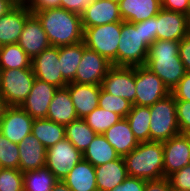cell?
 I'll return each instance as SVG.
<instances>
[{"instance_id": "26", "label": "cell", "mask_w": 190, "mask_h": 191, "mask_svg": "<svg viewBox=\"0 0 190 191\" xmlns=\"http://www.w3.org/2000/svg\"><path fill=\"white\" fill-rule=\"evenodd\" d=\"M72 191H98L95 167L82 159L63 179Z\"/></svg>"}, {"instance_id": "7", "label": "cell", "mask_w": 190, "mask_h": 191, "mask_svg": "<svg viewBox=\"0 0 190 191\" xmlns=\"http://www.w3.org/2000/svg\"><path fill=\"white\" fill-rule=\"evenodd\" d=\"M35 76L32 68L1 70L0 94L8 106H21L31 92Z\"/></svg>"}, {"instance_id": "54", "label": "cell", "mask_w": 190, "mask_h": 191, "mask_svg": "<svg viewBox=\"0 0 190 191\" xmlns=\"http://www.w3.org/2000/svg\"><path fill=\"white\" fill-rule=\"evenodd\" d=\"M185 135L187 136V138L189 139V142H190V132Z\"/></svg>"}, {"instance_id": "27", "label": "cell", "mask_w": 190, "mask_h": 191, "mask_svg": "<svg viewBox=\"0 0 190 191\" xmlns=\"http://www.w3.org/2000/svg\"><path fill=\"white\" fill-rule=\"evenodd\" d=\"M32 134L46 149L66 138L65 126L47 118L34 119L32 124Z\"/></svg>"}, {"instance_id": "6", "label": "cell", "mask_w": 190, "mask_h": 191, "mask_svg": "<svg viewBox=\"0 0 190 191\" xmlns=\"http://www.w3.org/2000/svg\"><path fill=\"white\" fill-rule=\"evenodd\" d=\"M122 22H113L100 26H93L84 30V43L87 48L102 55L113 66H118V45Z\"/></svg>"}, {"instance_id": "23", "label": "cell", "mask_w": 190, "mask_h": 191, "mask_svg": "<svg viewBox=\"0 0 190 191\" xmlns=\"http://www.w3.org/2000/svg\"><path fill=\"white\" fill-rule=\"evenodd\" d=\"M103 136L120 157L126 156L139 144L126 118H121L116 124L112 125L103 133Z\"/></svg>"}, {"instance_id": "19", "label": "cell", "mask_w": 190, "mask_h": 191, "mask_svg": "<svg viewBox=\"0 0 190 191\" xmlns=\"http://www.w3.org/2000/svg\"><path fill=\"white\" fill-rule=\"evenodd\" d=\"M31 14L27 5H16L0 18V46L18 42L24 24Z\"/></svg>"}, {"instance_id": "15", "label": "cell", "mask_w": 190, "mask_h": 191, "mask_svg": "<svg viewBox=\"0 0 190 191\" xmlns=\"http://www.w3.org/2000/svg\"><path fill=\"white\" fill-rule=\"evenodd\" d=\"M164 177L190 164V142L186 135L179 134L163 142Z\"/></svg>"}, {"instance_id": "36", "label": "cell", "mask_w": 190, "mask_h": 191, "mask_svg": "<svg viewBox=\"0 0 190 191\" xmlns=\"http://www.w3.org/2000/svg\"><path fill=\"white\" fill-rule=\"evenodd\" d=\"M18 144L11 142L0 131V167L19 169Z\"/></svg>"}, {"instance_id": "22", "label": "cell", "mask_w": 190, "mask_h": 191, "mask_svg": "<svg viewBox=\"0 0 190 191\" xmlns=\"http://www.w3.org/2000/svg\"><path fill=\"white\" fill-rule=\"evenodd\" d=\"M98 191H110L121 184L127 177V169L123 157L95 167Z\"/></svg>"}, {"instance_id": "39", "label": "cell", "mask_w": 190, "mask_h": 191, "mask_svg": "<svg viewBox=\"0 0 190 191\" xmlns=\"http://www.w3.org/2000/svg\"><path fill=\"white\" fill-rule=\"evenodd\" d=\"M168 178L172 188L190 191V164L174 172Z\"/></svg>"}, {"instance_id": "12", "label": "cell", "mask_w": 190, "mask_h": 191, "mask_svg": "<svg viewBox=\"0 0 190 191\" xmlns=\"http://www.w3.org/2000/svg\"><path fill=\"white\" fill-rule=\"evenodd\" d=\"M31 67L35 78L54 85L57 88L67 86L60 72L59 47L49 46L32 59Z\"/></svg>"}, {"instance_id": "9", "label": "cell", "mask_w": 190, "mask_h": 191, "mask_svg": "<svg viewBox=\"0 0 190 191\" xmlns=\"http://www.w3.org/2000/svg\"><path fill=\"white\" fill-rule=\"evenodd\" d=\"M82 159L83 153L65 138L46 149L45 166L58 180H63Z\"/></svg>"}, {"instance_id": "38", "label": "cell", "mask_w": 190, "mask_h": 191, "mask_svg": "<svg viewBox=\"0 0 190 191\" xmlns=\"http://www.w3.org/2000/svg\"><path fill=\"white\" fill-rule=\"evenodd\" d=\"M177 122L180 134L190 132V101L175 100Z\"/></svg>"}, {"instance_id": "31", "label": "cell", "mask_w": 190, "mask_h": 191, "mask_svg": "<svg viewBox=\"0 0 190 191\" xmlns=\"http://www.w3.org/2000/svg\"><path fill=\"white\" fill-rule=\"evenodd\" d=\"M96 135L83 118H78L65 126L66 139L82 153L88 148Z\"/></svg>"}, {"instance_id": "41", "label": "cell", "mask_w": 190, "mask_h": 191, "mask_svg": "<svg viewBox=\"0 0 190 191\" xmlns=\"http://www.w3.org/2000/svg\"><path fill=\"white\" fill-rule=\"evenodd\" d=\"M145 184V179L128 176L121 184L110 191H144Z\"/></svg>"}, {"instance_id": "44", "label": "cell", "mask_w": 190, "mask_h": 191, "mask_svg": "<svg viewBox=\"0 0 190 191\" xmlns=\"http://www.w3.org/2000/svg\"><path fill=\"white\" fill-rule=\"evenodd\" d=\"M190 0H161V8L188 15Z\"/></svg>"}, {"instance_id": "34", "label": "cell", "mask_w": 190, "mask_h": 191, "mask_svg": "<svg viewBox=\"0 0 190 191\" xmlns=\"http://www.w3.org/2000/svg\"><path fill=\"white\" fill-rule=\"evenodd\" d=\"M121 118L122 117L117 113L105 110L98 106L83 119L96 134H103Z\"/></svg>"}, {"instance_id": "28", "label": "cell", "mask_w": 190, "mask_h": 191, "mask_svg": "<svg viewBox=\"0 0 190 191\" xmlns=\"http://www.w3.org/2000/svg\"><path fill=\"white\" fill-rule=\"evenodd\" d=\"M83 55V41L59 47L60 72L67 82H74L76 71Z\"/></svg>"}, {"instance_id": "25", "label": "cell", "mask_w": 190, "mask_h": 191, "mask_svg": "<svg viewBox=\"0 0 190 191\" xmlns=\"http://www.w3.org/2000/svg\"><path fill=\"white\" fill-rule=\"evenodd\" d=\"M46 118L64 126L78 119L70 93L66 87L56 90Z\"/></svg>"}, {"instance_id": "11", "label": "cell", "mask_w": 190, "mask_h": 191, "mask_svg": "<svg viewBox=\"0 0 190 191\" xmlns=\"http://www.w3.org/2000/svg\"><path fill=\"white\" fill-rule=\"evenodd\" d=\"M101 87L113 96L121 97L133 104L136 97L135 67L112 66Z\"/></svg>"}, {"instance_id": "20", "label": "cell", "mask_w": 190, "mask_h": 191, "mask_svg": "<svg viewBox=\"0 0 190 191\" xmlns=\"http://www.w3.org/2000/svg\"><path fill=\"white\" fill-rule=\"evenodd\" d=\"M66 88L70 93L78 118H85L98 107L101 85L70 82Z\"/></svg>"}, {"instance_id": "45", "label": "cell", "mask_w": 190, "mask_h": 191, "mask_svg": "<svg viewBox=\"0 0 190 191\" xmlns=\"http://www.w3.org/2000/svg\"><path fill=\"white\" fill-rule=\"evenodd\" d=\"M27 7L31 12H41L47 9L61 8V0H32Z\"/></svg>"}, {"instance_id": "17", "label": "cell", "mask_w": 190, "mask_h": 191, "mask_svg": "<svg viewBox=\"0 0 190 191\" xmlns=\"http://www.w3.org/2000/svg\"><path fill=\"white\" fill-rule=\"evenodd\" d=\"M58 88L35 78L31 92L20 106L32 118H46L50 102Z\"/></svg>"}, {"instance_id": "21", "label": "cell", "mask_w": 190, "mask_h": 191, "mask_svg": "<svg viewBox=\"0 0 190 191\" xmlns=\"http://www.w3.org/2000/svg\"><path fill=\"white\" fill-rule=\"evenodd\" d=\"M19 170L24 173L46 165V148L33 135L26 136L19 144Z\"/></svg>"}, {"instance_id": "46", "label": "cell", "mask_w": 190, "mask_h": 191, "mask_svg": "<svg viewBox=\"0 0 190 191\" xmlns=\"http://www.w3.org/2000/svg\"><path fill=\"white\" fill-rule=\"evenodd\" d=\"M179 57L186 72L190 73V33L180 40Z\"/></svg>"}, {"instance_id": "33", "label": "cell", "mask_w": 190, "mask_h": 191, "mask_svg": "<svg viewBox=\"0 0 190 191\" xmlns=\"http://www.w3.org/2000/svg\"><path fill=\"white\" fill-rule=\"evenodd\" d=\"M57 181L58 179L46 166L23 173L24 191H52Z\"/></svg>"}, {"instance_id": "37", "label": "cell", "mask_w": 190, "mask_h": 191, "mask_svg": "<svg viewBox=\"0 0 190 191\" xmlns=\"http://www.w3.org/2000/svg\"><path fill=\"white\" fill-rule=\"evenodd\" d=\"M0 191H24L23 173L19 169H0Z\"/></svg>"}, {"instance_id": "13", "label": "cell", "mask_w": 190, "mask_h": 191, "mask_svg": "<svg viewBox=\"0 0 190 191\" xmlns=\"http://www.w3.org/2000/svg\"><path fill=\"white\" fill-rule=\"evenodd\" d=\"M33 121L34 118L20 106H7L0 120V131L11 142L19 144L32 134Z\"/></svg>"}, {"instance_id": "52", "label": "cell", "mask_w": 190, "mask_h": 191, "mask_svg": "<svg viewBox=\"0 0 190 191\" xmlns=\"http://www.w3.org/2000/svg\"><path fill=\"white\" fill-rule=\"evenodd\" d=\"M188 19H189V22H190V2H189V10H188Z\"/></svg>"}, {"instance_id": "35", "label": "cell", "mask_w": 190, "mask_h": 191, "mask_svg": "<svg viewBox=\"0 0 190 191\" xmlns=\"http://www.w3.org/2000/svg\"><path fill=\"white\" fill-rule=\"evenodd\" d=\"M98 106L126 118L132 108V103L121 97L113 96L101 87Z\"/></svg>"}, {"instance_id": "32", "label": "cell", "mask_w": 190, "mask_h": 191, "mask_svg": "<svg viewBox=\"0 0 190 191\" xmlns=\"http://www.w3.org/2000/svg\"><path fill=\"white\" fill-rule=\"evenodd\" d=\"M31 62L32 59L17 43L0 46L1 70L32 68Z\"/></svg>"}, {"instance_id": "56", "label": "cell", "mask_w": 190, "mask_h": 191, "mask_svg": "<svg viewBox=\"0 0 190 191\" xmlns=\"http://www.w3.org/2000/svg\"><path fill=\"white\" fill-rule=\"evenodd\" d=\"M0 84H1V68H0Z\"/></svg>"}, {"instance_id": "18", "label": "cell", "mask_w": 190, "mask_h": 191, "mask_svg": "<svg viewBox=\"0 0 190 191\" xmlns=\"http://www.w3.org/2000/svg\"><path fill=\"white\" fill-rule=\"evenodd\" d=\"M81 20L84 30L93 26L123 21L118 3L110 0H95L81 14Z\"/></svg>"}, {"instance_id": "50", "label": "cell", "mask_w": 190, "mask_h": 191, "mask_svg": "<svg viewBox=\"0 0 190 191\" xmlns=\"http://www.w3.org/2000/svg\"><path fill=\"white\" fill-rule=\"evenodd\" d=\"M7 106L8 105L6 104L5 99L0 94V120L3 117L4 112H5L6 108H7Z\"/></svg>"}, {"instance_id": "51", "label": "cell", "mask_w": 190, "mask_h": 191, "mask_svg": "<svg viewBox=\"0 0 190 191\" xmlns=\"http://www.w3.org/2000/svg\"><path fill=\"white\" fill-rule=\"evenodd\" d=\"M16 5H28L32 0H12Z\"/></svg>"}, {"instance_id": "42", "label": "cell", "mask_w": 190, "mask_h": 191, "mask_svg": "<svg viewBox=\"0 0 190 191\" xmlns=\"http://www.w3.org/2000/svg\"><path fill=\"white\" fill-rule=\"evenodd\" d=\"M143 43L148 47L157 40V32H155V16L147 20L141 21Z\"/></svg>"}, {"instance_id": "14", "label": "cell", "mask_w": 190, "mask_h": 191, "mask_svg": "<svg viewBox=\"0 0 190 191\" xmlns=\"http://www.w3.org/2000/svg\"><path fill=\"white\" fill-rule=\"evenodd\" d=\"M157 40L180 41L190 33V22L186 14L160 9L155 16Z\"/></svg>"}, {"instance_id": "43", "label": "cell", "mask_w": 190, "mask_h": 191, "mask_svg": "<svg viewBox=\"0 0 190 191\" xmlns=\"http://www.w3.org/2000/svg\"><path fill=\"white\" fill-rule=\"evenodd\" d=\"M95 0H61V8L82 14Z\"/></svg>"}, {"instance_id": "8", "label": "cell", "mask_w": 190, "mask_h": 191, "mask_svg": "<svg viewBox=\"0 0 190 191\" xmlns=\"http://www.w3.org/2000/svg\"><path fill=\"white\" fill-rule=\"evenodd\" d=\"M135 84L136 97L132 105L150 107L171 94L163 81L145 65L135 67Z\"/></svg>"}, {"instance_id": "5", "label": "cell", "mask_w": 190, "mask_h": 191, "mask_svg": "<svg viewBox=\"0 0 190 191\" xmlns=\"http://www.w3.org/2000/svg\"><path fill=\"white\" fill-rule=\"evenodd\" d=\"M150 109V141L165 142L180 134L176 103L172 94L157 101Z\"/></svg>"}, {"instance_id": "47", "label": "cell", "mask_w": 190, "mask_h": 191, "mask_svg": "<svg viewBox=\"0 0 190 191\" xmlns=\"http://www.w3.org/2000/svg\"><path fill=\"white\" fill-rule=\"evenodd\" d=\"M144 191H171L169 178L146 180Z\"/></svg>"}, {"instance_id": "1", "label": "cell", "mask_w": 190, "mask_h": 191, "mask_svg": "<svg viewBox=\"0 0 190 191\" xmlns=\"http://www.w3.org/2000/svg\"><path fill=\"white\" fill-rule=\"evenodd\" d=\"M40 20L51 46L77 44L84 39L81 15L64 8L32 12Z\"/></svg>"}, {"instance_id": "10", "label": "cell", "mask_w": 190, "mask_h": 191, "mask_svg": "<svg viewBox=\"0 0 190 191\" xmlns=\"http://www.w3.org/2000/svg\"><path fill=\"white\" fill-rule=\"evenodd\" d=\"M102 55L86 47L83 41V55L74 78L75 83L101 85L112 67Z\"/></svg>"}, {"instance_id": "16", "label": "cell", "mask_w": 190, "mask_h": 191, "mask_svg": "<svg viewBox=\"0 0 190 191\" xmlns=\"http://www.w3.org/2000/svg\"><path fill=\"white\" fill-rule=\"evenodd\" d=\"M17 44L33 59L51 46L42 24L35 14H31L23 27Z\"/></svg>"}, {"instance_id": "48", "label": "cell", "mask_w": 190, "mask_h": 191, "mask_svg": "<svg viewBox=\"0 0 190 191\" xmlns=\"http://www.w3.org/2000/svg\"><path fill=\"white\" fill-rule=\"evenodd\" d=\"M16 4L12 0H0V18L11 11Z\"/></svg>"}, {"instance_id": "4", "label": "cell", "mask_w": 190, "mask_h": 191, "mask_svg": "<svg viewBox=\"0 0 190 191\" xmlns=\"http://www.w3.org/2000/svg\"><path fill=\"white\" fill-rule=\"evenodd\" d=\"M149 47L143 43L141 21H122L120 43L118 45V66H144Z\"/></svg>"}, {"instance_id": "30", "label": "cell", "mask_w": 190, "mask_h": 191, "mask_svg": "<svg viewBox=\"0 0 190 191\" xmlns=\"http://www.w3.org/2000/svg\"><path fill=\"white\" fill-rule=\"evenodd\" d=\"M135 139L139 142L150 141V109L146 106L132 105L126 116Z\"/></svg>"}, {"instance_id": "55", "label": "cell", "mask_w": 190, "mask_h": 191, "mask_svg": "<svg viewBox=\"0 0 190 191\" xmlns=\"http://www.w3.org/2000/svg\"><path fill=\"white\" fill-rule=\"evenodd\" d=\"M171 191H182L171 187Z\"/></svg>"}, {"instance_id": "2", "label": "cell", "mask_w": 190, "mask_h": 191, "mask_svg": "<svg viewBox=\"0 0 190 191\" xmlns=\"http://www.w3.org/2000/svg\"><path fill=\"white\" fill-rule=\"evenodd\" d=\"M180 41L156 40L148 49L145 66L172 91L186 70L179 57Z\"/></svg>"}, {"instance_id": "40", "label": "cell", "mask_w": 190, "mask_h": 191, "mask_svg": "<svg viewBox=\"0 0 190 191\" xmlns=\"http://www.w3.org/2000/svg\"><path fill=\"white\" fill-rule=\"evenodd\" d=\"M175 100L190 101V73L186 72L184 77L171 91Z\"/></svg>"}, {"instance_id": "24", "label": "cell", "mask_w": 190, "mask_h": 191, "mask_svg": "<svg viewBox=\"0 0 190 191\" xmlns=\"http://www.w3.org/2000/svg\"><path fill=\"white\" fill-rule=\"evenodd\" d=\"M118 5L122 20L136 23L156 16L161 0H121Z\"/></svg>"}, {"instance_id": "49", "label": "cell", "mask_w": 190, "mask_h": 191, "mask_svg": "<svg viewBox=\"0 0 190 191\" xmlns=\"http://www.w3.org/2000/svg\"><path fill=\"white\" fill-rule=\"evenodd\" d=\"M52 191H72L63 180H58L52 188Z\"/></svg>"}, {"instance_id": "53", "label": "cell", "mask_w": 190, "mask_h": 191, "mask_svg": "<svg viewBox=\"0 0 190 191\" xmlns=\"http://www.w3.org/2000/svg\"><path fill=\"white\" fill-rule=\"evenodd\" d=\"M110 1L116 2V3H118V4L121 2V0H110Z\"/></svg>"}, {"instance_id": "29", "label": "cell", "mask_w": 190, "mask_h": 191, "mask_svg": "<svg viewBox=\"0 0 190 191\" xmlns=\"http://www.w3.org/2000/svg\"><path fill=\"white\" fill-rule=\"evenodd\" d=\"M119 155L103 134H97L83 152V159L94 167L117 159Z\"/></svg>"}, {"instance_id": "3", "label": "cell", "mask_w": 190, "mask_h": 191, "mask_svg": "<svg viewBox=\"0 0 190 191\" xmlns=\"http://www.w3.org/2000/svg\"><path fill=\"white\" fill-rule=\"evenodd\" d=\"M163 142L148 141L139 143L123 157L129 177L145 180L164 178Z\"/></svg>"}]
</instances>
